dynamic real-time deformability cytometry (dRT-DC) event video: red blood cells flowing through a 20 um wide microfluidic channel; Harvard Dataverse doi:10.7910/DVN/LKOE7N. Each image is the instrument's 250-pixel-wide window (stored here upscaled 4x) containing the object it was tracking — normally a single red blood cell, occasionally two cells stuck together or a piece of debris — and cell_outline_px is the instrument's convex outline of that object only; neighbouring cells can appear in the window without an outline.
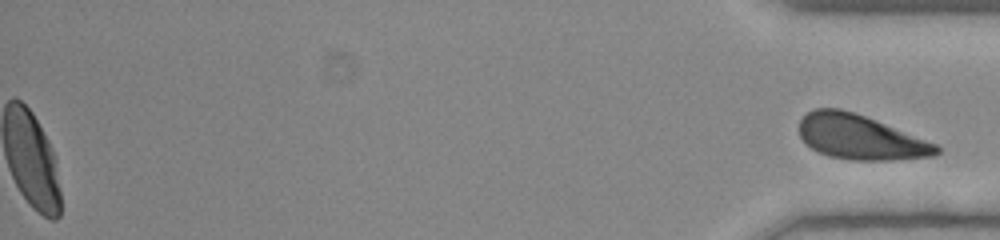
{"species": "human", "species_latin": "Homo sapiens", "temperature_condition": "room temperature", "stored_images_in_passage": 49, "segment_of_instrument_passage": [2, 2], "camera_frame_rate_fps": 3000, "um_per_image_px": 0.085, "donor": {"sex": "female"}, "frame": {"image": 1, "passage_image": 49, "time_ms": 16.0, "image_size_px": [1000, 240], "cell_outline_px": [[940, 152], [936, 156], [892, 160], [852, 160], [828, 156], [812, 148], [800, 136], [800, 120], [808, 112], [816, 108], [840, 108], [864, 116], [936, 144], [940, 148]], "centroid_in_image_um": [73.12, 11.67], "position_along_channel_um": 362.1, "area_um2": 35.14}}